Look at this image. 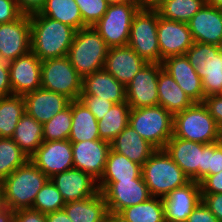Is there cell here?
<instances>
[{"label": "cell", "mask_w": 222, "mask_h": 222, "mask_svg": "<svg viewBox=\"0 0 222 222\" xmlns=\"http://www.w3.org/2000/svg\"><path fill=\"white\" fill-rule=\"evenodd\" d=\"M28 160L12 138H0V182Z\"/></svg>", "instance_id": "8d00e7d4"}, {"label": "cell", "mask_w": 222, "mask_h": 222, "mask_svg": "<svg viewBox=\"0 0 222 222\" xmlns=\"http://www.w3.org/2000/svg\"><path fill=\"white\" fill-rule=\"evenodd\" d=\"M49 178L30 160L1 182L2 204L15 211L32 208L37 193Z\"/></svg>", "instance_id": "7a4b0ae2"}, {"label": "cell", "mask_w": 222, "mask_h": 222, "mask_svg": "<svg viewBox=\"0 0 222 222\" xmlns=\"http://www.w3.org/2000/svg\"><path fill=\"white\" fill-rule=\"evenodd\" d=\"M109 3H136V0H108Z\"/></svg>", "instance_id": "680465c9"}, {"label": "cell", "mask_w": 222, "mask_h": 222, "mask_svg": "<svg viewBox=\"0 0 222 222\" xmlns=\"http://www.w3.org/2000/svg\"><path fill=\"white\" fill-rule=\"evenodd\" d=\"M166 222H186L188 216L202 201L200 183L190 180L162 198Z\"/></svg>", "instance_id": "2e32d148"}, {"label": "cell", "mask_w": 222, "mask_h": 222, "mask_svg": "<svg viewBox=\"0 0 222 222\" xmlns=\"http://www.w3.org/2000/svg\"><path fill=\"white\" fill-rule=\"evenodd\" d=\"M46 222H72L64 209L46 214Z\"/></svg>", "instance_id": "816d5d0a"}, {"label": "cell", "mask_w": 222, "mask_h": 222, "mask_svg": "<svg viewBox=\"0 0 222 222\" xmlns=\"http://www.w3.org/2000/svg\"><path fill=\"white\" fill-rule=\"evenodd\" d=\"M97 222H109V212L101 220Z\"/></svg>", "instance_id": "91938a15"}, {"label": "cell", "mask_w": 222, "mask_h": 222, "mask_svg": "<svg viewBox=\"0 0 222 222\" xmlns=\"http://www.w3.org/2000/svg\"><path fill=\"white\" fill-rule=\"evenodd\" d=\"M148 62L128 45L109 48L104 69L125 86Z\"/></svg>", "instance_id": "603a6c76"}, {"label": "cell", "mask_w": 222, "mask_h": 222, "mask_svg": "<svg viewBox=\"0 0 222 222\" xmlns=\"http://www.w3.org/2000/svg\"><path fill=\"white\" fill-rule=\"evenodd\" d=\"M204 4L205 0H163L155 9L162 18L188 23Z\"/></svg>", "instance_id": "d590c367"}, {"label": "cell", "mask_w": 222, "mask_h": 222, "mask_svg": "<svg viewBox=\"0 0 222 222\" xmlns=\"http://www.w3.org/2000/svg\"><path fill=\"white\" fill-rule=\"evenodd\" d=\"M23 14L31 15L38 13L44 6L46 0H15Z\"/></svg>", "instance_id": "f907efd6"}, {"label": "cell", "mask_w": 222, "mask_h": 222, "mask_svg": "<svg viewBox=\"0 0 222 222\" xmlns=\"http://www.w3.org/2000/svg\"><path fill=\"white\" fill-rule=\"evenodd\" d=\"M23 98L25 112L41 124L48 122L65 109L71 101L65 95L44 88L27 93Z\"/></svg>", "instance_id": "cb8c5ba5"}, {"label": "cell", "mask_w": 222, "mask_h": 222, "mask_svg": "<svg viewBox=\"0 0 222 222\" xmlns=\"http://www.w3.org/2000/svg\"><path fill=\"white\" fill-rule=\"evenodd\" d=\"M13 213V210L0 205V222H13Z\"/></svg>", "instance_id": "db71d44e"}, {"label": "cell", "mask_w": 222, "mask_h": 222, "mask_svg": "<svg viewBox=\"0 0 222 222\" xmlns=\"http://www.w3.org/2000/svg\"><path fill=\"white\" fill-rule=\"evenodd\" d=\"M41 65L32 51L13 60L9 71L12 94L24 96L41 88Z\"/></svg>", "instance_id": "ffe728a7"}, {"label": "cell", "mask_w": 222, "mask_h": 222, "mask_svg": "<svg viewBox=\"0 0 222 222\" xmlns=\"http://www.w3.org/2000/svg\"><path fill=\"white\" fill-rule=\"evenodd\" d=\"M22 15L15 0H0V24L15 21Z\"/></svg>", "instance_id": "7bdbcfd3"}, {"label": "cell", "mask_w": 222, "mask_h": 222, "mask_svg": "<svg viewBox=\"0 0 222 222\" xmlns=\"http://www.w3.org/2000/svg\"><path fill=\"white\" fill-rule=\"evenodd\" d=\"M157 37L160 63L171 56L185 55L194 43L187 23L162 18L159 13Z\"/></svg>", "instance_id": "5bb4252c"}, {"label": "cell", "mask_w": 222, "mask_h": 222, "mask_svg": "<svg viewBox=\"0 0 222 222\" xmlns=\"http://www.w3.org/2000/svg\"><path fill=\"white\" fill-rule=\"evenodd\" d=\"M97 185L104 195L108 212L119 213L152 197L143 179L98 180Z\"/></svg>", "instance_id": "8fae6325"}, {"label": "cell", "mask_w": 222, "mask_h": 222, "mask_svg": "<svg viewBox=\"0 0 222 222\" xmlns=\"http://www.w3.org/2000/svg\"><path fill=\"white\" fill-rule=\"evenodd\" d=\"M49 179L57 187L65 203L84 200L99 192L97 180L76 168L57 173Z\"/></svg>", "instance_id": "d6986e66"}, {"label": "cell", "mask_w": 222, "mask_h": 222, "mask_svg": "<svg viewBox=\"0 0 222 222\" xmlns=\"http://www.w3.org/2000/svg\"><path fill=\"white\" fill-rule=\"evenodd\" d=\"M29 160L51 178L74 168L72 144L69 140L43 141Z\"/></svg>", "instance_id": "4fadbf2b"}, {"label": "cell", "mask_w": 222, "mask_h": 222, "mask_svg": "<svg viewBox=\"0 0 222 222\" xmlns=\"http://www.w3.org/2000/svg\"><path fill=\"white\" fill-rule=\"evenodd\" d=\"M139 9L137 3H110L93 27L109 48L128 45L132 20Z\"/></svg>", "instance_id": "9c48e42d"}, {"label": "cell", "mask_w": 222, "mask_h": 222, "mask_svg": "<svg viewBox=\"0 0 222 222\" xmlns=\"http://www.w3.org/2000/svg\"><path fill=\"white\" fill-rule=\"evenodd\" d=\"M219 144L222 146V129L220 130V135H219Z\"/></svg>", "instance_id": "94428289"}, {"label": "cell", "mask_w": 222, "mask_h": 222, "mask_svg": "<svg viewBox=\"0 0 222 222\" xmlns=\"http://www.w3.org/2000/svg\"><path fill=\"white\" fill-rule=\"evenodd\" d=\"M31 51L30 15L0 24V53L11 60Z\"/></svg>", "instance_id": "e0dca14e"}, {"label": "cell", "mask_w": 222, "mask_h": 222, "mask_svg": "<svg viewBox=\"0 0 222 222\" xmlns=\"http://www.w3.org/2000/svg\"><path fill=\"white\" fill-rule=\"evenodd\" d=\"M72 126V101L43 124V141L68 140Z\"/></svg>", "instance_id": "74e56055"}, {"label": "cell", "mask_w": 222, "mask_h": 222, "mask_svg": "<svg viewBox=\"0 0 222 222\" xmlns=\"http://www.w3.org/2000/svg\"><path fill=\"white\" fill-rule=\"evenodd\" d=\"M31 51L41 60L63 57L68 54L76 30L69 25L42 16L30 15Z\"/></svg>", "instance_id": "6da1fadb"}, {"label": "cell", "mask_w": 222, "mask_h": 222, "mask_svg": "<svg viewBox=\"0 0 222 222\" xmlns=\"http://www.w3.org/2000/svg\"><path fill=\"white\" fill-rule=\"evenodd\" d=\"M79 100L90 110L97 121L101 120L114 104L108 99H100L98 96H80Z\"/></svg>", "instance_id": "60d3db41"}, {"label": "cell", "mask_w": 222, "mask_h": 222, "mask_svg": "<svg viewBox=\"0 0 222 222\" xmlns=\"http://www.w3.org/2000/svg\"><path fill=\"white\" fill-rule=\"evenodd\" d=\"M217 125L222 129V94L206 96L202 102Z\"/></svg>", "instance_id": "ee69618b"}, {"label": "cell", "mask_w": 222, "mask_h": 222, "mask_svg": "<svg viewBox=\"0 0 222 222\" xmlns=\"http://www.w3.org/2000/svg\"><path fill=\"white\" fill-rule=\"evenodd\" d=\"M174 116L164 107L157 105L131 109L129 124L156 149H164L173 136Z\"/></svg>", "instance_id": "8992f818"}, {"label": "cell", "mask_w": 222, "mask_h": 222, "mask_svg": "<svg viewBox=\"0 0 222 222\" xmlns=\"http://www.w3.org/2000/svg\"><path fill=\"white\" fill-rule=\"evenodd\" d=\"M109 222H128L118 213L109 212Z\"/></svg>", "instance_id": "9f6ffc18"}, {"label": "cell", "mask_w": 222, "mask_h": 222, "mask_svg": "<svg viewBox=\"0 0 222 222\" xmlns=\"http://www.w3.org/2000/svg\"><path fill=\"white\" fill-rule=\"evenodd\" d=\"M79 6L83 23L88 26L95 25L107 11L108 0H75Z\"/></svg>", "instance_id": "ab89813d"}, {"label": "cell", "mask_w": 222, "mask_h": 222, "mask_svg": "<svg viewBox=\"0 0 222 222\" xmlns=\"http://www.w3.org/2000/svg\"><path fill=\"white\" fill-rule=\"evenodd\" d=\"M141 174L151 196L160 198L190 181L164 149H157L150 156Z\"/></svg>", "instance_id": "277c9868"}, {"label": "cell", "mask_w": 222, "mask_h": 222, "mask_svg": "<svg viewBox=\"0 0 222 222\" xmlns=\"http://www.w3.org/2000/svg\"><path fill=\"white\" fill-rule=\"evenodd\" d=\"M202 201L218 221L222 222V193H202Z\"/></svg>", "instance_id": "f6af8a7d"}, {"label": "cell", "mask_w": 222, "mask_h": 222, "mask_svg": "<svg viewBox=\"0 0 222 222\" xmlns=\"http://www.w3.org/2000/svg\"><path fill=\"white\" fill-rule=\"evenodd\" d=\"M39 13L69 25L76 31L87 27L82 21L79 6L75 0H46Z\"/></svg>", "instance_id": "4dcf8cb0"}, {"label": "cell", "mask_w": 222, "mask_h": 222, "mask_svg": "<svg viewBox=\"0 0 222 222\" xmlns=\"http://www.w3.org/2000/svg\"><path fill=\"white\" fill-rule=\"evenodd\" d=\"M205 4L214 6L216 8H222V0H205Z\"/></svg>", "instance_id": "6f0895ef"}, {"label": "cell", "mask_w": 222, "mask_h": 222, "mask_svg": "<svg viewBox=\"0 0 222 222\" xmlns=\"http://www.w3.org/2000/svg\"><path fill=\"white\" fill-rule=\"evenodd\" d=\"M194 42L222 47V12L204 4L187 23Z\"/></svg>", "instance_id": "7402d4cb"}, {"label": "cell", "mask_w": 222, "mask_h": 222, "mask_svg": "<svg viewBox=\"0 0 222 222\" xmlns=\"http://www.w3.org/2000/svg\"><path fill=\"white\" fill-rule=\"evenodd\" d=\"M0 205H3L2 204V194H1V182H0Z\"/></svg>", "instance_id": "6125c7cd"}, {"label": "cell", "mask_w": 222, "mask_h": 222, "mask_svg": "<svg viewBox=\"0 0 222 222\" xmlns=\"http://www.w3.org/2000/svg\"><path fill=\"white\" fill-rule=\"evenodd\" d=\"M12 61L0 53V98L12 95L9 72Z\"/></svg>", "instance_id": "b9f144b4"}, {"label": "cell", "mask_w": 222, "mask_h": 222, "mask_svg": "<svg viewBox=\"0 0 222 222\" xmlns=\"http://www.w3.org/2000/svg\"><path fill=\"white\" fill-rule=\"evenodd\" d=\"M65 202L57 187L49 179L37 193L31 209L47 214L63 209Z\"/></svg>", "instance_id": "f35d334b"}, {"label": "cell", "mask_w": 222, "mask_h": 222, "mask_svg": "<svg viewBox=\"0 0 222 222\" xmlns=\"http://www.w3.org/2000/svg\"><path fill=\"white\" fill-rule=\"evenodd\" d=\"M161 63H147L126 85V102L131 109L158 105V77Z\"/></svg>", "instance_id": "7c38bea8"}, {"label": "cell", "mask_w": 222, "mask_h": 222, "mask_svg": "<svg viewBox=\"0 0 222 222\" xmlns=\"http://www.w3.org/2000/svg\"><path fill=\"white\" fill-rule=\"evenodd\" d=\"M157 90L158 105L164 107L173 116L194 104L172 76L163 69L159 72Z\"/></svg>", "instance_id": "4316f807"}, {"label": "cell", "mask_w": 222, "mask_h": 222, "mask_svg": "<svg viewBox=\"0 0 222 222\" xmlns=\"http://www.w3.org/2000/svg\"><path fill=\"white\" fill-rule=\"evenodd\" d=\"M41 88L65 95L71 101L79 100L82 78L67 55L48 59L41 65Z\"/></svg>", "instance_id": "30bf717a"}, {"label": "cell", "mask_w": 222, "mask_h": 222, "mask_svg": "<svg viewBox=\"0 0 222 222\" xmlns=\"http://www.w3.org/2000/svg\"><path fill=\"white\" fill-rule=\"evenodd\" d=\"M220 128L203 103L174 115L173 135L188 141L210 144L219 141Z\"/></svg>", "instance_id": "5b68a950"}, {"label": "cell", "mask_w": 222, "mask_h": 222, "mask_svg": "<svg viewBox=\"0 0 222 222\" xmlns=\"http://www.w3.org/2000/svg\"><path fill=\"white\" fill-rule=\"evenodd\" d=\"M162 68L177 82L194 103L205 99L202 80L186 55L171 56L162 61Z\"/></svg>", "instance_id": "44dd1931"}, {"label": "cell", "mask_w": 222, "mask_h": 222, "mask_svg": "<svg viewBox=\"0 0 222 222\" xmlns=\"http://www.w3.org/2000/svg\"><path fill=\"white\" fill-rule=\"evenodd\" d=\"M131 108L127 102L115 103L110 110L98 121L99 137L111 143L129 124Z\"/></svg>", "instance_id": "1f68e13d"}, {"label": "cell", "mask_w": 222, "mask_h": 222, "mask_svg": "<svg viewBox=\"0 0 222 222\" xmlns=\"http://www.w3.org/2000/svg\"><path fill=\"white\" fill-rule=\"evenodd\" d=\"M110 148L129 160L143 166L150 156L157 150L143 139L130 124L110 143Z\"/></svg>", "instance_id": "484cf974"}, {"label": "cell", "mask_w": 222, "mask_h": 222, "mask_svg": "<svg viewBox=\"0 0 222 222\" xmlns=\"http://www.w3.org/2000/svg\"><path fill=\"white\" fill-rule=\"evenodd\" d=\"M80 96H98L114 104L126 102V86L103 68L82 79Z\"/></svg>", "instance_id": "d4e9b609"}, {"label": "cell", "mask_w": 222, "mask_h": 222, "mask_svg": "<svg viewBox=\"0 0 222 222\" xmlns=\"http://www.w3.org/2000/svg\"><path fill=\"white\" fill-rule=\"evenodd\" d=\"M13 222H46V214L34 209H19L13 213Z\"/></svg>", "instance_id": "7dc6e473"}, {"label": "cell", "mask_w": 222, "mask_h": 222, "mask_svg": "<svg viewBox=\"0 0 222 222\" xmlns=\"http://www.w3.org/2000/svg\"><path fill=\"white\" fill-rule=\"evenodd\" d=\"M222 171V146L219 142L210 143L209 175Z\"/></svg>", "instance_id": "c3c4849f"}, {"label": "cell", "mask_w": 222, "mask_h": 222, "mask_svg": "<svg viewBox=\"0 0 222 222\" xmlns=\"http://www.w3.org/2000/svg\"><path fill=\"white\" fill-rule=\"evenodd\" d=\"M200 186L202 193H222V171L207 176Z\"/></svg>", "instance_id": "681fc988"}, {"label": "cell", "mask_w": 222, "mask_h": 222, "mask_svg": "<svg viewBox=\"0 0 222 222\" xmlns=\"http://www.w3.org/2000/svg\"><path fill=\"white\" fill-rule=\"evenodd\" d=\"M63 209L72 222H97L108 213L104 195L100 191L84 200L65 203Z\"/></svg>", "instance_id": "f1b7e54d"}, {"label": "cell", "mask_w": 222, "mask_h": 222, "mask_svg": "<svg viewBox=\"0 0 222 222\" xmlns=\"http://www.w3.org/2000/svg\"><path fill=\"white\" fill-rule=\"evenodd\" d=\"M210 144H203L202 181L209 176Z\"/></svg>", "instance_id": "f5cc1de1"}, {"label": "cell", "mask_w": 222, "mask_h": 222, "mask_svg": "<svg viewBox=\"0 0 222 222\" xmlns=\"http://www.w3.org/2000/svg\"><path fill=\"white\" fill-rule=\"evenodd\" d=\"M202 80L204 95L222 94V47L194 42L185 53Z\"/></svg>", "instance_id": "52a82bcc"}, {"label": "cell", "mask_w": 222, "mask_h": 222, "mask_svg": "<svg viewBox=\"0 0 222 222\" xmlns=\"http://www.w3.org/2000/svg\"><path fill=\"white\" fill-rule=\"evenodd\" d=\"M109 47L93 26L75 32L68 59L83 79L104 68Z\"/></svg>", "instance_id": "3957f363"}, {"label": "cell", "mask_w": 222, "mask_h": 222, "mask_svg": "<svg viewBox=\"0 0 222 222\" xmlns=\"http://www.w3.org/2000/svg\"><path fill=\"white\" fill-rule=\"evenodd\" d=\"M25 113L23 95H9L0 98V138H11L16 125Z\"/></svg>", "instance_id": "836d02e7"}, {"label": "cell", "mask_w": 222, "mask_h": 222, "mask_svg": "<svg viewBox=\"0 0 222 222\" xmlns=\"http://www.w3.org/2000/svg\"><path fill=\"white\" fill-rule=\"evenodd\" d=\"M71 144L74 168L89 173L98 181L104 173L110 143L99 139Z\"/></svg>", "instance_id": "ac0fdd59"}, {"label": "cell", "mask_w": 222, "mask_h": 222, "mask_svg": "<svg viewBox=\"0 0 222 222\" xmlns=\"http://www.w3.org/2000/svg\"><path fill=\"white\" fill-rule=\"evenodd\" d=\"M142 166L111 148L107 155L104 173L99 180H133L142 178Z\"/></svg>", "instance_id": "d6a6232c"}, {"label": "cell", "mask_w": 222, "mask_h": 222, "mask_svg": "<svg viewBox=\"0 0 222 222\" xmlns=\"http://www.w3.org/2000/svg\"><path fill=\"white\" fill-rule=\"evenodd\" d=\"M164 150L190 180L202 182L203 143L184 140L173 135Z\"/></svg>", "instance_id": "9a60e30c"}, {"label": "cell", "mask_w": 222, "mask_h": 222, "mask_svg": "<svg viewBox=\"0 0 222 222\" xmlns=\"http://www.w3.org/2000/svg\"><path fill=\"white\" fill-rule=\"evenodd\" d=\"M11 138L30 158L43 144V124L25 112L16 125Z\"/></svg>", "instance_id": "f546056e"}, {"label": "cell", "mask_w": 222, "mask_h": 222, "mask_svg": "<svg viewBox=\"0 0 222 222\" xmlns=\"http://www.w3.org/2000/svg\"><path fill=\"white\" fill-rule=\"evenodd\" d=\"M128 222H166L162 198L148 200L122 209L119 213Z\"/></svg>", "instance_id": "e575fe53"}, {"label": "cell", "mask_w": 222, "mask_h": 222, "mask_svg": "<svg viewBox=\"0 0 222 222\" xmlns=\"http://www.w3.org/2000/svg\"><path fill=\"white\" fill-rule=\"evenodd\" d=\"M158 11L140 8L134 15L128 46L148 63H160L157 37Z\"/></svg>", "instance_id": "ba28073f"}, {"label": "cell", "mask_w": 222, "mask_h": 222, "mask_svg": "<svg viewBox=\"0 0 222 222\" xmlns=\"http://www.w3.org/2000/svg\"><path fill=\"white\" fill-rule=\"evenodd\" d=\"M186 222H219L203 201L188 216Z\"/></svg>", "instance_id": "bcb514c9"}, {"label": "cell", "mask_w": 222, "mask_h": 222, "mask_svg": "<svg viewBox=\"0 0 222 222\" xmlns=\"http://www.w3.org/2000/svg\"><path fill=\"white\" fill-rule=\"evenodd\" d=\"M163 0H136L140 8L155 9Z\"/></svg>", "instance_id": "11a10c76"}, {"label": "cell", "mask_w": 222, "mask_h": 222, "mask_svg": "<svg viewBox=\"0 0 222 222\" xmlns=\"http://www.w3.org/2000/svg\"><path fill=\"white\" fill-rule=\"evenodd\" d=\"M98 121L90 110L80 101H72V126L70 142L99 140Z\"/></svg>", "instance_id": "83f0119b"}]
</instances>
